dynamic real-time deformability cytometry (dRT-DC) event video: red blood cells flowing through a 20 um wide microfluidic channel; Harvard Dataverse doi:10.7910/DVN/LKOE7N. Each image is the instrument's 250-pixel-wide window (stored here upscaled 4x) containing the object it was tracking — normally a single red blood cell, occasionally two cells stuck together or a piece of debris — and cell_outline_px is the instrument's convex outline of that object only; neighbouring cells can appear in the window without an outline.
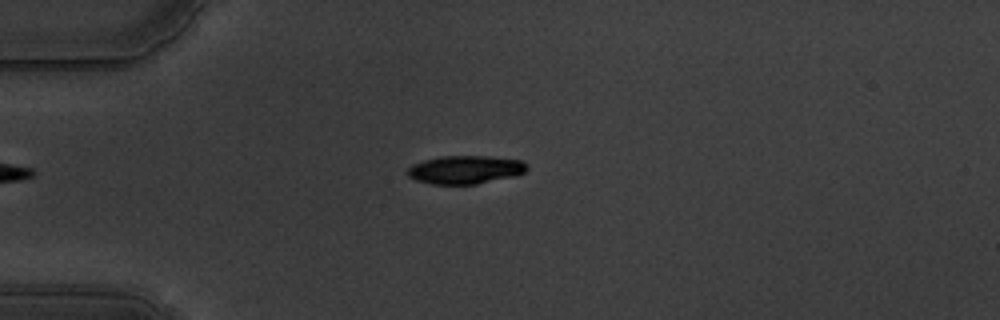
{"species": "common noctule bat (a hibernating species)", "species_latin": "Nyctalus noctula", "temperature_condition": "warm", "stored_images_in_passage": 45, "camera_frame_rate_fps": 3000, "um_per_image_px": 0.085, "animal": {"sex": "male", "body_mass_g": 19.5, "forearm_length_mm": 54.6}, "frame": {"image": 1, "passage_image": 3, "time_ms": 0.667, "image_size_px": [1000, 320], "cell_outline_px": [[528, 168], [524, 172], [516, 176], [476, 184], [432, 184], [416, 180], [408, 176], [408, 168], [412, 164], [424, 160], [440, 156], [484, 156], [520, 160], [528, 164]], "centroid_in_image_um": [39.56, 14.42], "position_along_channel_um": 45.4, "area_um2": 19.65}}
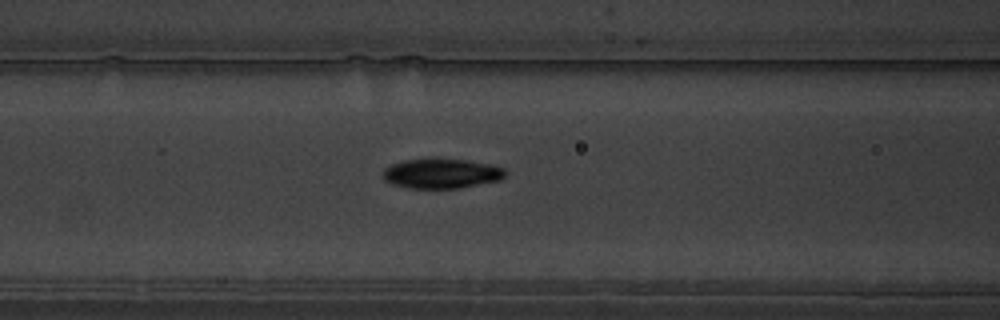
{"frame": {"image": 2, "passage_image": 12, "time_ms": 3.667, "image_size_px": [1000, 320], "cell_outline_px": [[504, 176], [500, 180], [460, 188], [408, 188], [392, 184], [384, 180], [384, 168], [392, 164], [404, 160], [428, 156], [432, 156], [468, 160], [496, 164], [504, 168]], "centroid_in_image_um": [37.53, 14.7], "position_along_channel_um": 129.1, "area_um2": 21.96}}
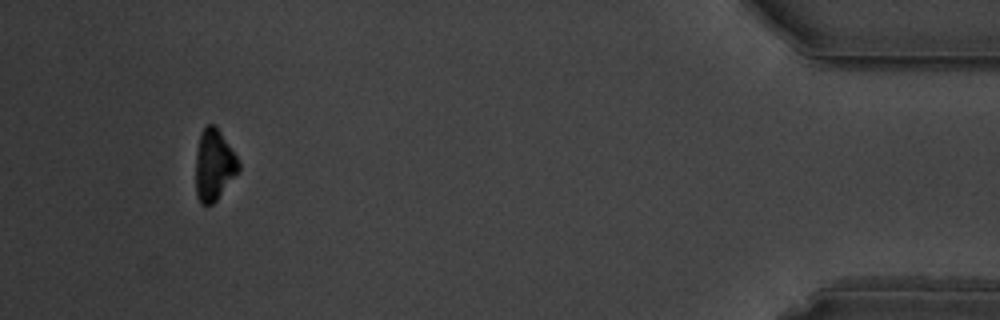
{"frame": {"image": 3, "passage_image": 42, "time_ms": 13.667, "image_size_px": [1000, 320], "cell_outline_px": [[240, 168], [216, 200], [212, 204], [200, 204], [196, 196], [196, 152], [200, 132], [208, 124], [212, 124], [220, 132], [236, 156], [240, 164]], "centroid_in_image_um": [18.16, 14.03], "position_along_channel_um": 417.0, "area_um2": 17.46}, "authors_computed_cell_mechanics": {"area_um2": 20.6346, "velocity_mm_per_s": 3.5269, "shape_relaxation_time_tau1_ms": 3.932, "shape_relaxation_time_tau2_ms": 5.7158, "deformation_change_tau1": 0.1421, "deformation_change_tau2": 0.0699}}